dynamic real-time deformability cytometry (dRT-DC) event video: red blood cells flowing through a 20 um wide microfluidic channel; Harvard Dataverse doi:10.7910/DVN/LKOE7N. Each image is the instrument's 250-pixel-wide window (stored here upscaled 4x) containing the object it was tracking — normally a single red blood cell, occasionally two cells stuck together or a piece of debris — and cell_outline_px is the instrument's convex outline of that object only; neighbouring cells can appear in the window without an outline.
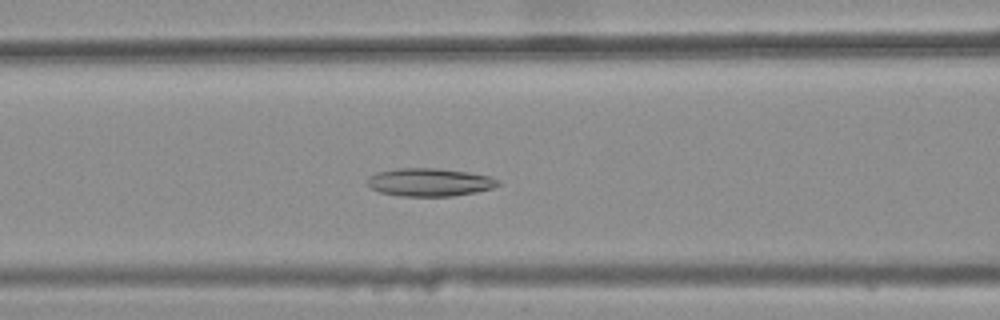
{"species": "common noctule bat (a hibernating species)", "species_latin": "Nyctalus noctula", "temperature_condition": "warm", "stored_images_in_passage": 26, "camera_frame_rate_fps": 3000, "um_per_image_px": 0.085, "animal": {"sex": "female", "body_mass_g": 25.1}, "frame": {"image": 1, "passage_image": 7, "time_ms": 2.0, "image_size_px": [1000, 320], "cell_outline_px": [[500, 184], [492, 188], [476, 192], [452, 196], [396, 196], [380, 192], [368, 188], [368, 176], [376, 172], [400, 168], [436, 168], [468, 172], [492, 176], [500, 180]], "centroid_in_image_um": [36.51, 15.49], "position_along_channel_um": 130.1, "area_um2": 21.56}}
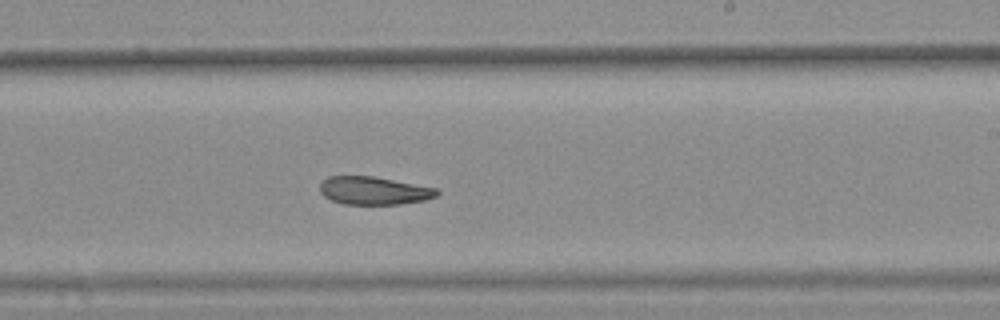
{"frame": {"image": 2, "passage_image": 17, "time_ms": 5.333, "image_size_px": [1000, 320], "cell_outline_px": [[440, 192], [436, 196], [424, 200], [400, 204], [344, 204], [332, 200], [324, 196], [320, 192], [320, 184], [328, 176], [372, 176], [436, 188]], "centroid_in_image_um": [31.76, 16.2], "position_along_channel_um": 257.2, "area_um2": 18.9}}
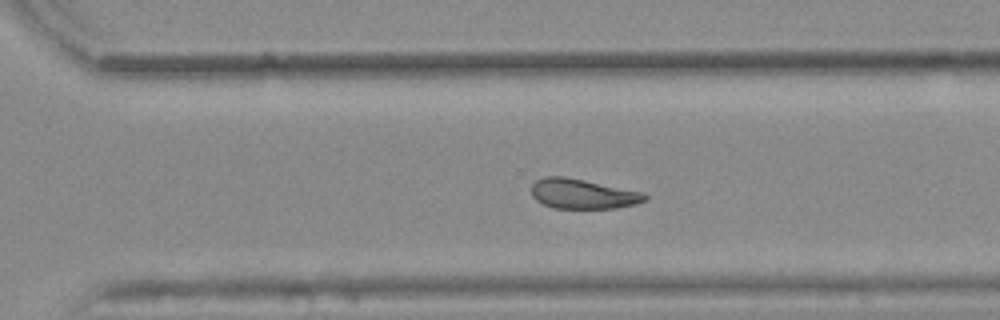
{"frame": {"image": 3, "passage_image": 22, "time_ms": 7.0, "image_size_px": [1000, 320], "cell_outline_px": [[648, 196], [644, 200], [636, 204], [616, 208], [552, 208], [536, 200], [532, 196], [532, 184], [536, 180], [544, 176], [564, 176], [644, 192]], "centroid_in_image_um": [49.52, 16.47], "position_along_channel_um": 321.1, "area_um2": 19.71}, "authors_computed_cell_mechanics": {"area_um2": 20.5768, "velocity_mm_per_s": 3.825, "shape_relaxation_time_tau1_ms": null, "shape_relaxation_time_tau2_ms": 5.8645, "deformation_change_tau1": null, "deformation_change_tau2": 0.135}}